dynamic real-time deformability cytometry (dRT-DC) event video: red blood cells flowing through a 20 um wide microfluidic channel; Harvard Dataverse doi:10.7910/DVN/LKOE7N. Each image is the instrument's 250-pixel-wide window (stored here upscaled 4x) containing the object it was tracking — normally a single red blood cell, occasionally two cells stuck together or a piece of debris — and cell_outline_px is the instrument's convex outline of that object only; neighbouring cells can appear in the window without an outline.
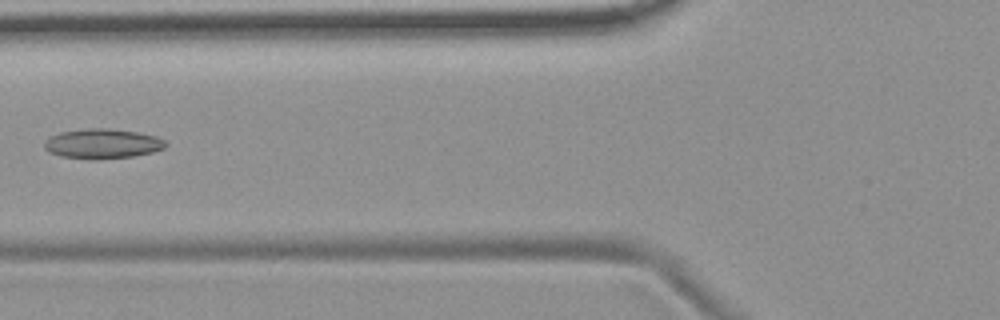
{"species": "common noctule bat (a hibernating species)", "species_latin": "Nyctalus noctula", "temperature_condition": "room temperature", "stored_images_in_passage": 7, "camera_frame_rate_fps": 3000, "um_per_image_px": 0.085, "animal": {"sex": "female", "body_mass_g": 19.9}, "frame": {"image": 1, "passage_image": 6, "time_ms": 6.0, "image_size_px": [1000, 320], "cell_outline_px": [[168, 144], [164, 148], [152, 152], [132, 156], [96, 160], [88, 160], [60, 156], [48, 152], [44, 148], [44, 140], [60, 132], [88, 128], [108, 128], [136, 132], [156, 136], [164, 140]], "centroid_in_image_um": [8.68, 12.22], "position_along_channel_um": 117.1, "area_um2": 21.21}}
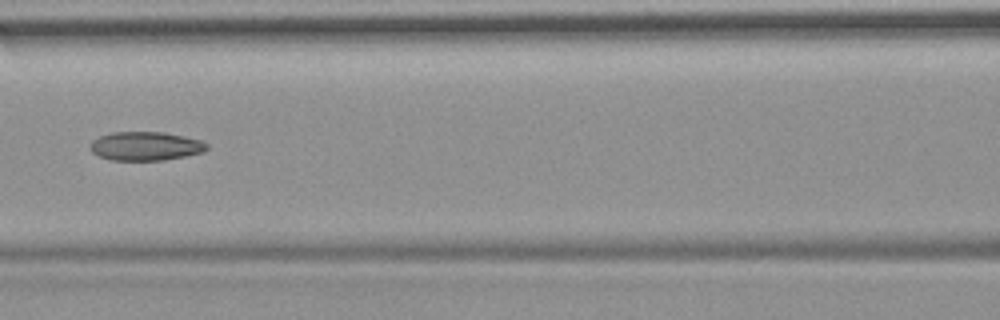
{"frame": {"image": 2, "passage_image": 7, "time_ms": 7.0, "image_size_px": [1000, 320], "cell_outline_px": [[208, 148], [204, 152], [164, 160], [112, 160], [100, 156], [92, 152], [88, 148], [92, 140], [100, 136], [112, 132], [164, 132], [184, 136], [200, 140], [208, 144]], "centroid_in_image_um": [12.36, 12.41], "position_along_channel_um": 154.2, "area_um2": 19.59}}